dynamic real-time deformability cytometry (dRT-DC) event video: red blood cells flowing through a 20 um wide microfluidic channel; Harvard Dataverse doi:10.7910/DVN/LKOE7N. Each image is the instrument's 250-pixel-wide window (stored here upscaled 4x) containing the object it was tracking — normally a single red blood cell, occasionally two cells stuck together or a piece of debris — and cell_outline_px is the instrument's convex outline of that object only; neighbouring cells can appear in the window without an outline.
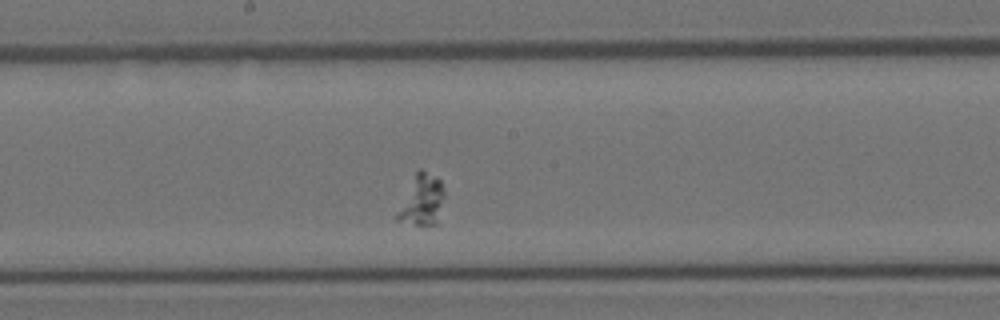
{"species": "Egyptian fruit bat (a non-hibernating species)", "species_latin": "Rousettus aegyptiacus", "temperature_condition": "room temperature", "stored_images_in_passage": 25, "camera_frame_rate_fps": 3000, "um_per_image_px": 0.085, "animal": {"sex": "female"}, "frame": {"image": 1, "passage_image": 11, "time_ms": 3.333, "image_size_px": [1000, 320], "cell_outline_px": [[444, 196], [440, 224], [428, 228], [396, 220], [396, 216], [416, 172], [420, 168], [436, 176], [440, 180], [444, 192]], "centroid_in_image_um": [35.94, 17.1], "position_along_channel_um": 212.3, "area_um2": 14.1}}
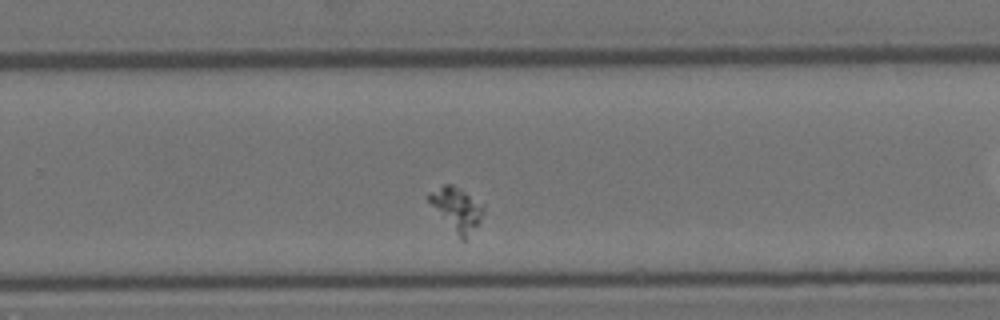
{"frame": {"image": 2, "passage_image": 15, "time_ms": 4.667, "image_size_px": [1000, 320], "cell_outline_px": [[484, 212], [480, 220], [464, 240], [460, 240], [428, 200], [428, 192], [444, 184], [452, 184], [484, 204]], "centroid_in_image_um": [38.83, 17.75], "position_along_channel_um": 291.0, "area_um2": 13.41}}